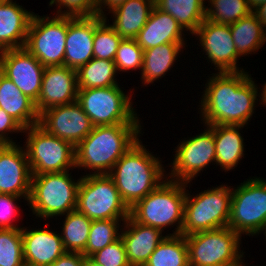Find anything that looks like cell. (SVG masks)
Segmentation results:
<instances>
[{
    "instance_id": "obj_1",
    "label": "cell",
    "mask_w": 266,
    "mask_h": 266,
    "mask_svg": "<svg viewBox=\"0 0 266 266\" xmlns=\"http://www.w3.org/2000/svg\"><path fill=\"white\" fill-rule=\"evenodd\" d=\"M211 75L199 103L203 124L246 126L255 112L260 87L245 70Z\"/></svg>"
},
{
    "instance_id": "obj_2",
    "label": "cell",
    "mask_w": 266,
    "mask_h": 266,
    "mask_svg": "<svg viewBox=\"0 0 266 266\" xmlns=\"http://www.w3.org/2000/svg\"><path fill=\"white\" fill-rule=\"evenodd\" d=\"M141 124L94 126L75 147L76 168L88 174H108L115 163L139 140Z\"/></svg>"
},
{
    "instance_id": "obj_3",
    "label": "cell",
    "mask_w": 266,
    "mask_h": 266,
    "mask_svg": "<svg viewBox=\"0 0 266 266\" xmlns=\"http://www.w3.org/2000/svg\"><path fill=\"white\" fill-rule=\"evenodd\" d=\"M149 152L139 139L108 173L129 209L167 178L161 158Z\"/></svg>"
},
{
    "instance_id": "obj_4",
    "label": "cell",
    "mask_w": 266,
    "mask_h": 266,
    "mask_svg": "<svg viewBox=\"0 0 266 266\" xmlns=\"http://www.w3.org/2000/svg\"><path fill=\"white\" fill-rule=\"evenodd\" d=\"M188 183L166 178L156 189L130 208V216L138 223L163 229L176 226L167 236L181 235Z\"/></svg>"
},
{
    "instance_id": "obj_5",
    "label": "cell",
    "mask_w": 266,
    "mask_h": 266,
    "mask_svg": "<svg viewBox=\"0 0 266 266\" xmlns=\"http://www.w3.org/2000/svg\"><path fill=\"white\" fill-rule=\"evenodd\" d=\"M79 178L74 180L69 171L32 175L27 205L33 215L50 220L75 210Z\"/></svg>"
},
{
    "instance_id": "obj_6",
    "label": "cell",
    "mask_w": 266,
    "mask_h": 266,
    "mask_svg": "<svg viewBox=\"0 0 266 266\" xmlns=\"http://www.w3.org/2000/svg\"><path fill=\"white\" fill-rule=\"evenodd\" d=\"M232 188L219 185L194 197L186 189L181 235L227 227L231 213Z\"/></svg>"
},
{
    "instance_id": "obj_7",
    "label": "cell",
    "mask_w": 266,
    "mask_h": 266,
    "mask_svg": "<svg viewBox=\"0 0 266 266\" xmlns=\"http://www.w3.org/2000/svg\"><path fill=\"white\" fill-rule=\"evenodd\" d=\"M25 152L32 175L76 169L75 146L49 134L39 124L24 129Z\"/></svg>"
},
{
    "instance_id": "obj_8",
    "label": "cell",
    "mask_w": 266,
    "mask_h": 266,
    "mask_svg": "<svg viewBox=\"0 0 266 266\" xmlns=\"http://www.w3.org/2000/svg\"><path fill=\"white\" fill-rule=\"evenodd\" d=\"M132 96L126 94L120 85L78 89L77 102L93 126L141 124L133 108Z\"/></svg>"
},
{
    "instance_id": "obj_9",
    "label": "cell",
    "mask_w": 266,
    "mask_h": 266,
    "mask_svg": "<svg viewBox=\"0 0 266 266\" xmlns=\"http://www.w3.org/2000/svg\"><path fill=\"white\" fill-rule=\"evenodd\" d=\"M76 210L91 220H126L130 216V209L108 174L86 173L81 177Z\"/></svg>"
},
{
    "instance_id": "obj_10",
    "label": "cell",
    "mask_w": 266,
    "mask_h": 266,
    "mask_svg": "<svg viewBox=\"0 0 266 266\" xmlns=\"http://www.w3.org/2000/svg\"><path fill=\"white\" fill-rule=\"evenodd\" d=\"M189 266H226L239 263L241 236L231 228L200 231L185 236Z\"/></svg>"
},
{
    "instance_id": "obj_11",
    "label": "cell",
    "mask_w": 266,
    "mask_h": 266,
    "mask_svg": "<svg viewBox=\"0 0 266 266\" xmlns=\"http://www.w3.org/2000/svg\"><path fill=\"white\" fill-rule=\"evenodd\" d=\"M253 178L232 188L228 227L241 237L259 235L266 223V180Z\"/></svg>"
},
{
    "instance_id": "obj_12",
    "label": "cell",
    "mask_w": 266,
    "mask_h": 266,
    "mask_svg": "<svg viewBox=\"0 0 266 266\" xmlns=\"http://www.w3.org/2000/svg\"><path fill=\"white\" fill-rule=\"evenodd\" d=\"M67 16L33 15L24 47L44 67L64 66Z\"/></svg>"
},
{
    "instance_id": "obj_13",
    "label": "cell",
    "mask_w": 266,
    "mask_h": 266,
    "mask_svg": "<svg viewBox=\"0 0 266 266\" xmlns=\"http://www.w3.org/2000/svg\"><path fill=\"white\" fill-rule=\"evenodd\" d=\"M204 131L189 139L184 138L176 147L167 178L190 183L211 163L216 164L214 125H205Z\"/></svg>"
},
{
    "instance_id": "obj_14",
    "label": "cell",
    "mask_w": 266,
    "mask_h": 266,
    "mask_svg": "<svg viewBox=\"0 0 266 266\" xmlns=\"http://www.w3.org/2000/svg\"><path fill=\"white\" fill-rule=\"evenodd\" d=\"M44 69L25 47L0 51V71L34 102L40 95Z\"/></svg>"
},
{
    "instance_id": "obj_15",
    "label": "cell",
    "mask_w": 266,
    "mask_h": 266,
    "mask_svg": "<svg viewBox=\"0 0 266 266\" xmlns=\"http://www.w3.org/2000/svg\"><path fill=\"white\" fill-rule=\"evenodd\" d=\"M199 39L203 52L207 55V61L212 62L214 69L219 72H239L240 56L237 53L230 26L217 24L205 19L198 29L192 34ZM238 66V67H237Z\"/></svg>"
},
{
    "instance_id": "obj_16",
    "label": "cell",
    "mask_w": 266,
    "mask_h": 266,
    "mask_svg": "<svg viewBox=\"0 0 266 266\" xmlns=\"http://www.w3.org/2000/svg\"><path fill=\"white\" fill-rule=\"evenodd\" d=\"M39 125L75 147L94 127L77 101L45 109L39 114Z\"/></svg>"
},
{
    "instance_id": "obj_17",
    "label": "cell",
    "mask_w": 266,
    "mask_h": 266,
    "mask_svg": "<svg viewBox=\"0 0 266 266\" xmlns=\"http://www.w3.org/2000/svg\"><path fill=\"white\" fill-rule=\"evenodd\" d=\"M31 178L25 149L18 143L0 145V194L25 197L28 202Z\"/></svg>"
},
{
    "instance_id": "obj_18",
    "label": "cell",
    "mask_w": 266,
    "mask_h": 266,
    "mask_svg": "<svg viewBox=\"0 0 266 266\" xmlns=\"http://www.w3.org/2000/svg\"><path fill=\"white\" fill-rule=\"evenodd\" d=\"M105 19L95 16H67L64 66L78 70L93 58L96 27Z\"/></svg>"
},
{
    "instance_id": "obj_19",
    "label": "cell",
    "mask_w": 266,
    "mask_h": 266,
    "mask_svg": "<svg viewBox=\"0 0 266 266\" xmlns=\"http://www.w3.org/2000/svg\"><path fill=\"white\" fill-rule=\"evenodd\" d=\"M77 70L67 66L45 67L38 100L37 112L77 101Z\"/></svg>"
},
{
    "instance_id": "obj_20",
    "label": "cell",
    "mask_w": 266,
    "mask_h": 266,
    "mask_svg": "<svg viewBox=\"0 0 266 266\" xmlns=\"http://www.w3.org/2000/svg\"><path fill=\"white\" fill-rule=\"evenodd\" d=\"M45 226V229H21L25 265L51 266L66 252L60 233Z\"/></svg>"
},
{
    "instance_id": "obj_21",
    "label": "cell",
    "mask_w": 266,
    "mask_h": 266,
    "mask_svg": "<svg viewBox=\"0 0 266 266\" xmlns=\"http://www.w3.org/2000/svg\"><path fill=\"white\" fill-rule=\"evenodd\" d=\"M120 237L125 244L130 266H144L156 247L167 237L162 231L136 222L129 216L123 223Z\"/></svg>"
},
{
    "instance_id": "obj_22",
    "label": "cell",
    "mask_w": 266,
    "mask_h": 266,
    "mask_svg": "<svg viewBox=\"0 0 266 266\" xmlns=\"http://www.w3.org/2000/svg\"><path fill=\"white\" fill-rule=\"evenodd\" d=\"M33 15L16 1L0 0V51L24 47Z\"/></svg>"
},
{
    "instance_id": "obj_23",
    "label": "cell",
    "mask_w": 266,
    "mask_h": 266,
    "mask_svg": "<svg viewBox=\"0 0 266 266\" xmlns=\"http://www.w3.org/2000/svg\"><path fill=\"white\" fill-rule=\"evenodd\" d=\"M184 32L170 14L154 6L135 40L143 50H147L165 43H185Z\"/></svg>"
},
{
    "instance_id": "obj_24",
    "label": "cell",
    "mask_w": 266,
    "mask_h": 266,
    "mask_svg": "<svg viewBox=\"0 0 266 266\" xmlns=\"http://www.w3.org/2000/svg\"><path fill=\"white\" fill-rule=\"evenodd\" d=\"M0 108L6 111L24 129L39 124L35 102L0 71Z\"/></svg>"
},
{
    "instance_id": "obj_25",
    "label": "cell",
    "mask_w": 266,
    "mask_h": 266,
    "mask_svg": "<svg viewBox=\"0 0 266 266\" xmlns=\"http://www.w3.org/2000/svg\"><path fill=\"white\" fill-rule=\"evenodd\" d=\"M155 0H128L118 5L108 13L113 16L111 26L119 36L135 39L146 24Z\"/></svg>"
},
{
    "instance_id": "obj_26",
    "label": "cell",
    "mask_w": 266,
    "mask_h": 266,
    "mask_svg": "<svg viewBox=\"0 0 266 266\" xmlns=\"http://www.w3.org/2000/svg\"><path fill=\"white\" fill-rule=\"evenodd\" d=\"M241 125H214L216 165L225 170L234 169L244 157V138Z\"/></svg>"
},
{
    "instance_id": "obj_27",
    "label": "cell",
    "mask_w": 266,
    "mask_h": 266,
    "mask_svg": "<svg viewBox=\"0 0 266 266\" xmlns=\"http://www.w3.org/2000/svg\"><path fill=\"white\" fill-rule=\"evenodd\" d=\"M186 43H165L144 50L141 69L143 86L161 79L174 66L179 53ZM182 48V49H181Z\"/></svg>"
},
{
    "instance_id": "obj_28",
    "label": "cell",
    "mask_w": 266,
    "mask_h": 266,
    "mask_svg": "<svg viewBox=\"0 0 266 266\" xmlns=\"http://www.w3.org/2000/svg\"><path fill=\"white\" fill-rule=\"evenodd\" d=\"M229 26L240 57L255 54L266 42V29L253 12Z\"/></svg>"
},
{
    "instance_id": "obj_29",
    "label": "cell",
    "mask_w": 266,
    "mask_h": 266,
    "mask_svg": "<svg viewBox=\"0 0 266 266\" xmlns=\"http://www.w3.org/2000/svg\"><path fill=\"white\" fill-rule=\"evenodd\" d=\"M205 0H155V6L170 14L192 35L206 18Z\"/></svg>"
},
{
    "instance_id": "obj_30",
    "label": "cell",
    "mask_w": 266,
    "mask_h": 266,
    "mask_svg": "<svg viewBox=\"0 0 266 266\" xmlns=\"http://www.w3.org/2000/svg\"><path fill=\"white\" fill-rule=\"evenodd\" d=\"M114 61L92 58L77 70L78 89L119 85Z\"/></svg>"
},
{
    "instance_id": "obj_31",
    "label": "cell",
    "mask_w": 266,
    "mask_h": 266,
    "mask_svg": "<svg viewBox=\"0 0 266 266\" xmlns=\"http://www.w3.org/2000/svg\"><path fill=\"white\" fill-rule=\"evenodd\" d=\"M92 220L76 209L65 214L61 239L66 252L85 251Z\"/></svg>"
},
{
    "instance_id": "obj_32",
    "label": "cell",
    "mask_w": 266,
    "mask_h": 266,
    "mask_svg": "<svg viewBox=\"0 0 266 266\" xmlns=\"http://www.w3.org/2000/svg\"><path fill=\"white\" fill-rule=\"evenodd\" d=\"M144 266H189L185 236H167L156 247Z\"/></svg>"
},
{
    "instance_id": "obj_33",
    "label": "cell",
    "mask_w": 266,
    "mask_h": 266,
    "mask_svg": "<svg viewBox=\"0 0 266 266\" xmlns=\"http://www.w3.org/2000/svg\"><path fill=\"white\" fill-rule=\"evenodd\" d=\"M210 7H206L207 20L230 25L239 19L247 17L252 11L247 5V0H207Z\"/></svg>"
},
{
    "instance_id": "obj_34",
    "label": "cell",
    "mask_w": 266,
    "mask_h": 266,
    "mask_svg": "<svg viewBox=\"0 0 266 266\" xmlns=\"http://www.w3.org/2000/svg\"><path fill=\"white\" fill-rule=\"evenodd\" d=\"M121 221L124 222L125 220H92L88 242L82 255L91 256L116 241L120 237Z\"/></svg>"
},
{
    "instance_id": "obj_35",
    "label": "cell",
    "mask_w": 266,
    "mask_h": 266,
    "mask_svg": "<svg viewBox=\"0 0 266 266\" xmlns=\"http://www.w3.org/2000/svg\"><path fill=\"white\" fill-rule=\"evenodd\" d=\"M122 37L107 24V16L96 27L93 38V58L113 61Z\"/></svg>"
},
{
    "instance_id": "obj_36",
    "label": "cell",
    "mask_w": 266,
    "mask_h": 266,
    "mask_svg": "<svg viewBox=\"0 0 266 266\" xmlns=\"http://www.w3.org/2000/svg\"><path fill=\"white\" fill-rule=\"evenodd\" d=\"M21 229H0V266H23Z\"/></svg>"
},
{
    "instance_id": "obj_37",
    "label": "cell",
    "mask_w": 266,
    "mask_h": 266,
    "mask_svg": "<svg viewBox=\"0 0 266 266\" xmlns=\"http://www.w3.org/2000/svg\"><path fill=\"white\" fill-rule=\"evenodd\" d=\"M144 50L135 39L122 38L114 58L117 73L120 71L141 70Z\"/></svg>"
},
{
    "instance_id": "obj_38",
    "label": "cell",
    "mask_w": 266,
    "mask_h": 266,
    "mask_svg": "<svg viewBox=\"0 0 266 266\" xmlns=\"http://www.w3.org/2000/svg\"><path fill=\"white\" fill-rule=\"evenodd\" d=\"M90 257L102 266H130L121 237Z\"/></svg>"
},
{
    "instance_id": "obj_39",
    "label": "cell",
    "mask_w": 266,
    "mask_h": 266,
    "mask_svg": "<svg viewBox=\"0 0 266 266\" xmlns=\"http://www.w3.org/2000/svg\"><path fill=\"white\" fill-rule=\"evenodd\" d=\"M53 5L58 7L56 15L74 17L98 15L97 0H50L49 6Z\"/></svg>"
},
{
    "instance_id": "obj_40",
    "label": "cell",
    "mask_w": 266,
    "mask_h": 266,
    "mask_svg": "<svg viewBox=\"0 0 266 266\" xmlns=\"http://www.w3.org/2000/svg\"><path fill=\"white\" fill-rule=\"evenodd\" d=\"M25 197L10 195V194H0V229H22L23 227L15 225L13 223L16 217H18L19 206L17 207L16 201ZM17 215V216H16Z\"/></svg>"
},
{
    "instance_id": "obj_41",
    "label": "cell",
    "mask_w": 266,
    "mask_h": 266,
    "mask_svg": "<svg viewBox=\"0 0 266 266\" xmlns=\"http://www.w3.org/2000/svg\"><path fill=\"white\" fill-rule=\"evenodd\" d=\"M24 128L13 119L6 111L0 108V145L16 144V142L8 136V134L23 133Z\"/></svg>"
},
{
    "instance_id": "obj_42",
    "label": "cell",
    "mask_w": 266,
    "mask_h": 266,
    "mask_svg": "<svg viewBox=\"0 0 266 266\" xmlns=\"http://www.w3.org/2000/svg\"><path fill=\"white\" fill-rule=\"evenodd\" d=\"M84 256L78 252H65L51 266H82Z\"/></svg>"
},
{
    "instance_id": "obj_43",
    "label": "cell",
    "mask_w": 266,
    "mask_h": 266,
    "mask_svg": "<svg viewBox=\"0 0 266 266\" xmlns=\"http://www.w3.org/2000/svg\"><path fill=\"white\" fill-rule=\"evenodd\" d=\"M128 1V0H97V6H98V15L105 17L106 16V11H111L112 9H114L115 7H117L118 5L122 4L123 2ZM105 13V14H104Z\"/></svg>"
},
{
    "instance_id": "obj_44",
    "label": "cell",
    "mask_w": 266,
    "mask_h": 266,
    "mask_svg": "<svg viewBox=\"0 0 266 266\" xmlns=\"http://www.w3.org/2000/svg\"><path fill=\"white\" fill-rule=\"evenodd\" d=\"M253 13L257 16V19L266 29V2L256 8Z\"/></svg>"
},
{
    "instance_id": "obj_45",
    "label": "cell",
    "mask_w": 266,
    "mask_h": 266,
    "mask_svg": "<svg viewBox=\"0 0 266 266\" xmlns=\"http://www.w3.org/2000/svg\"><path fill=\"white\" fill-rule=\"evenodd\" d=\"M82 266H102L94 261L90 256H84Z\"/></svg>"
},
{
    "instance_id": "obj_46",
    "label": "cell",
    "mask_w": 266,
    "mask_h": 266,
    "mask_svg": "<svg viewBox=\"0 0 266 266\" xmlns=\"http://www.w3.org/2000/svg\"><path fill=\"white\" fill-rule=\"evenodd\" d=\"M260 91H259V97L260 96L261 97L259 98V102H260L259 104L266 106V83H264V85H263L262 89H260Z\"/></svg>"
},
{
    "instance_id": "obj_47",
    "label": "cell",
    "mask_w": 266,
    "mask_h": 266,
    "mask_svg": "<svg viewBox=\"0 0 266 266\" xmlns=\"http://www.w3.org/2000/svg\"><path fill=\"white\" fill-rule=\"evenodd\" d=\"M243 260L244 259H242L239 263L230 264V265H226V266H247V265H245V263H243Z\"/></svg>"
},
{
    "instance_id": "obj_48",
    "label": "cell",
    "mask_w": 266,
    "mask_h": 266,
    "mask_svg": "<svg viewBox=\"0 0 266 266\" xmlns=\"http://www.w3.org/2000/svg\"><path fill=\"white\" fill-rule=\"evenodd\" d=\"M263 233L265 235V239H266V223L262 229V231L260 232V234Z\"/></svg>"
}]
</instances>
